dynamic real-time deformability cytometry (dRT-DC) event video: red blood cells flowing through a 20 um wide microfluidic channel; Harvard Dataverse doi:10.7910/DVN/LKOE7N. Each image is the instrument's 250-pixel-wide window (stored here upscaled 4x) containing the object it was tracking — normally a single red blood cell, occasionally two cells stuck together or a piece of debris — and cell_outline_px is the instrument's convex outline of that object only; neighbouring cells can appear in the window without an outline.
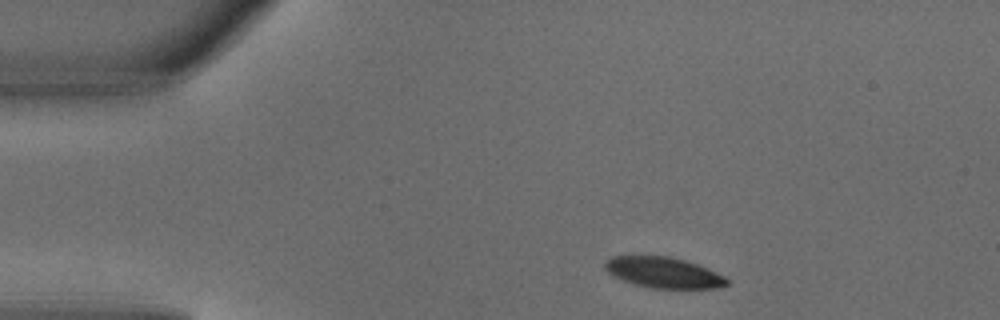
{"species": "common noctule bat (a hibernating species)", "species_latin": "Nyctalus noctula", "temperature_condition": "warm", "stored_images_in_passage": 3, "camera_frame_rate_fps": 3000, "um_per_image_px": 0.085, "animal": {"sex": "male", "body_mass_g": 18.8}, "frame": {"image": 1, "passage_image": 1, "time_ms": 0.0, "image_size_px": [1000, 320], "cell_outline_px": [[728, 284], [716, 288], [652, 288], [636, 284], [624, 280], [608, 272], [604, 268], [604, 264], [612, 256], [668, 256], [684, 260], [696, 264], [724, 276], [728, 280]], "centroid_in_image_um": [56.4, 23.16], "position_along_channel_um": 28.6, "area_um2": 21.39}}
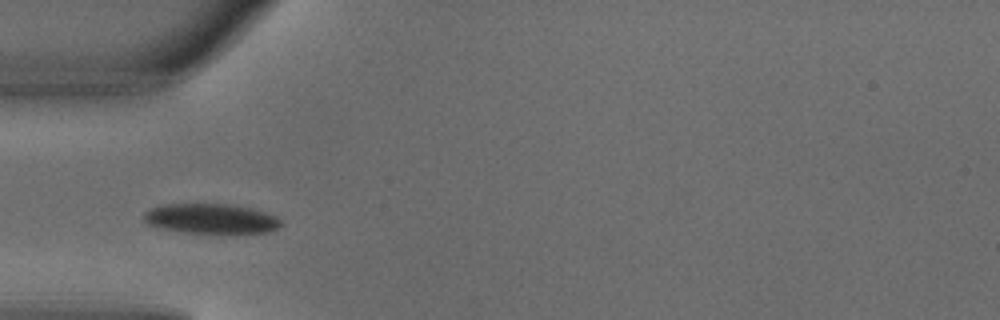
{"frame": {"image": 2, "passage_image": 3, "time_ms": 0.667, "image_size_px": [1000, 320], "cell_outline_px": [[280, 228], [268, 232], [236, 236], [184, 232], [160, 228], [148, 224], [144, 220], [144, 212], [152, 208], [164, 204], [228, 204], [252, 208], [276, 216], [280, 220]], "centroid_in_image_um": [18.0, 18.63], "position_along_channel_um": 67.0, "area_um2": 24.74}}